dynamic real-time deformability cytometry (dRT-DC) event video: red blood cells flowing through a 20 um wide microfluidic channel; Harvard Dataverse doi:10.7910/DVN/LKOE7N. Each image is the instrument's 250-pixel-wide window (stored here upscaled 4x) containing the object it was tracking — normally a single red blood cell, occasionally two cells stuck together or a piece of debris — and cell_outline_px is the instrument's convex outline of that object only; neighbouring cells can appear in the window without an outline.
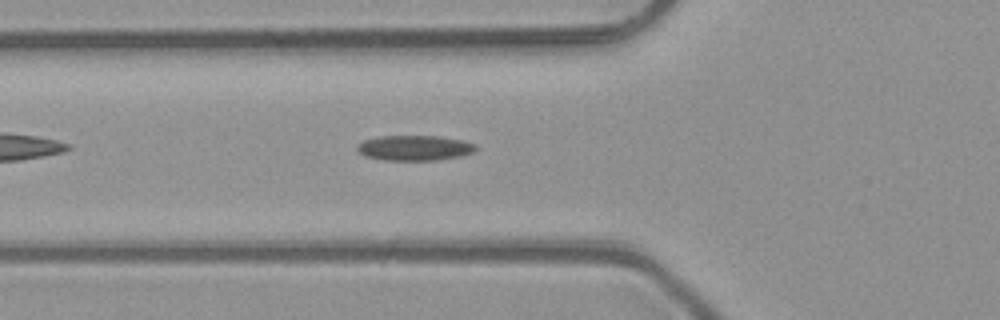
{"species": "common noctule bat (a hibernating species)", "species_latin": "Nyctalus noctula", "temperature_condition": "room temperature", "stored_images_in_passage": 33, "camera_frame_rate_fps": 3000, "um_per_image_px": 0.085, "animal": {"sex": "male", "body_mass_g": 23.1, "forearm_length_mm": 52.7}, "frame": {"image": 1, "passage_image": 6, "time_ms": 1.667, "image_size_px": [1000, 320], "cell_outline_px": [[476, 148], [472, 152], [460, 156], [436, 160], [384, 160], [364, 156], [356, 152], [356, 144], [364, 140], [380, 136], [440, 136], [464, 140], [476, 144]], "centroid_in_image_um": [35.19, 12.57], "position_along_channel_um": 90.6, "area_um2": 17.57}}
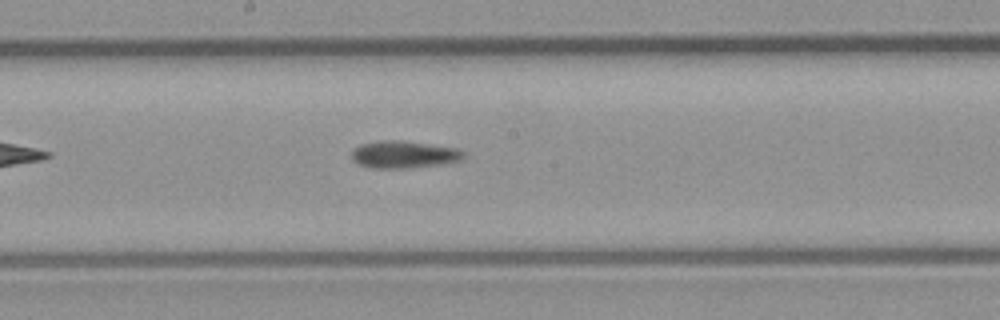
{"frame": {"image": 2, "passage_image": 15, "time_ms": 4.667, "image_size_px": [1000, 320], "cell_outline_px": [[464, 156], [460, 160], [440, 164], [412, 168], [372, 168], [360, 164], [352, 160], [352, 152], [360, 144], [384, 140], [400, 140], [456, 148], [464, 152]], "centroid_in_image_um": [34.31, 13.13], "position_along_channel_um": 213.9, "area_um2": 17.57}}
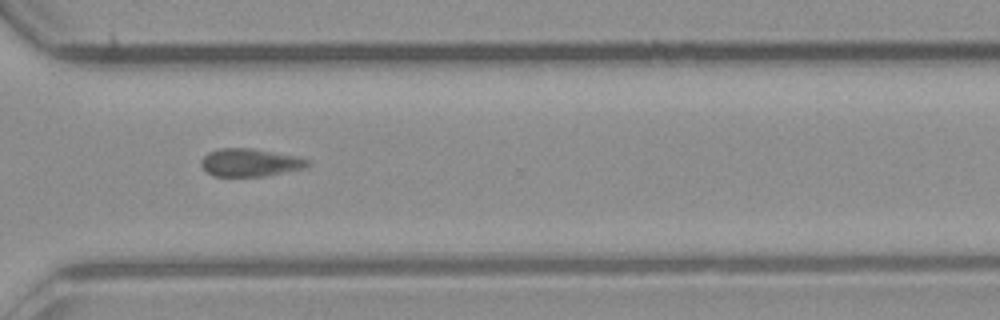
{"frame": {"image": 3, "passage_image": 25, "time_ms": 8.0, "image_size_px": [1000, 320], "cell_outline_px": [[312, 164], [304, 168], [264, 176], [212, 176], [200, 164], [200, 160], [208, 152], [220, 148], [252, 148], [300, 156], [308, 160]], "centroid_in_image_um": [21.27, 13.8], "position_along_channel_um": 349.3, "area_um2": 17.4}}